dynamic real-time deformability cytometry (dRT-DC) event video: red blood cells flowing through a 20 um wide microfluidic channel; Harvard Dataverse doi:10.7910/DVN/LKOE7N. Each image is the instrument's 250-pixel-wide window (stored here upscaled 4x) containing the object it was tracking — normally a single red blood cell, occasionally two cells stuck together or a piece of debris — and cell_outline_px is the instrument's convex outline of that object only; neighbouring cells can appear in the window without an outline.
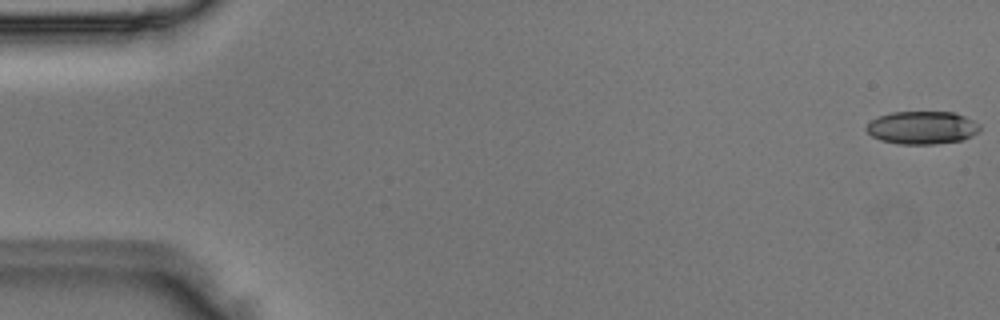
{"species": "Egyptian fruit bat (a non-hibernating species)", "species_latin": "Rousettus aegyptiacus", "temperature_condition": "room temperature", "stored_images_in_passage": 4, "camera_frame_rate_fps": 3000, "um_per_image_px": 0.085, "animal": {"sex": "male"}, "frame": {"image": 1, "passage_image": 1, "time_ms": 0.0, "image_size_px": [1000, 320], "cell_outline_px": [[980, 132], [972, 136], [960, 140], [936, 144], [896, 144], [880, 140], [872, 136], [864, 128], [872, 120], [880, 116], [892, 112], [956, 112], [980, 124]], "centroid_in_image_um": [78.39, 10.85], "position_along_channel_um": 6.6, "area_um2": 21.85}}